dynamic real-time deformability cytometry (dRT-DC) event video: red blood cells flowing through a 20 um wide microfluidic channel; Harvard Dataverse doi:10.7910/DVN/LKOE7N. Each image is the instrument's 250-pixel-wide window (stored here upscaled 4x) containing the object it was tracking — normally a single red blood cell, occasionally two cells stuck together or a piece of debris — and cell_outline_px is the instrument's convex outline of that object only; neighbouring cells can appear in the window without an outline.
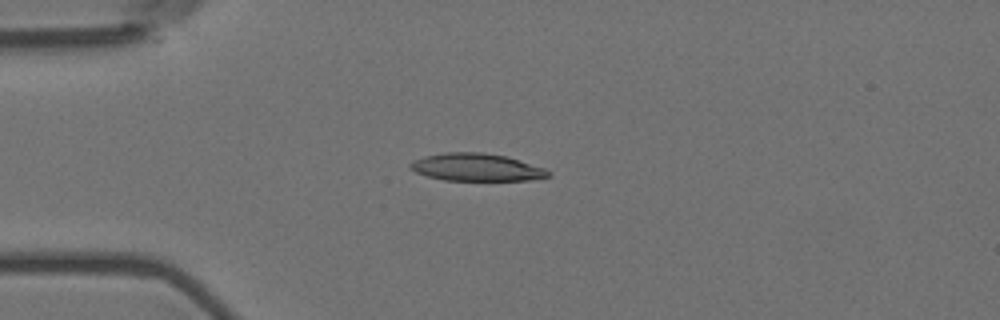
{"species": "Egyptian fruit bat (a non-hibernating species)", "species_latin": "Rousettus aegyptiacus", "temperature_condition": "room temperature", "stored_images_in_passage": 8, "camera_frame_rate_fps": 3000, "um_per_image_px": 0.085, "animal": {"sex": "female"}, "frame": {"image": 1, "passage_image": 4, "time_ms": 1.0, "image_size_px": [1000, 320], "cell_outline_px": [[552, 176], [532, 180], [444, 180], [428, 176], [416, 172], [408, 168], [408, 164], [424, 156], [444, 152], [484, 152], [504, 156], [544, 168], [552, 172]], "centroid_in_image_um": [40.5, 14.22], "position_along_channel_um": 44.5, "area_um2": 22.08}}
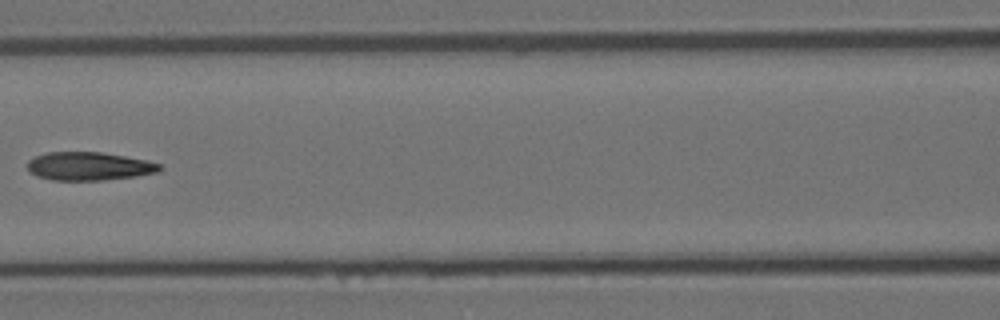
{"frame": {"image": 2, "passage_image": 7, "time_ms": 2.0, "image_size_px": [1000, 320], "cell_outline_px": [[164, 168], [160, 172], [136, 176], [104, 180], [52, 180], [36, 176], [28, 172], [28, 160], [36, 156], [48, 152], [100, 152], [148, 160], [160, 164]], "centroid_in_image_um": [7.59, 14.13], "position_along_channel_um": 159.0, "area_um2": 21.96}}
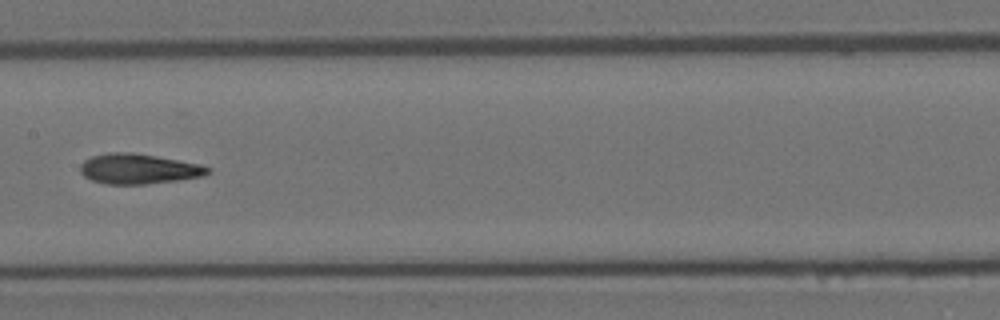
{"frame": {"image": 3, "passage_image": 8, "time_ms": 2.333, "image_size_px": [1000, 320], "cell_outline_px": [[212, 172], [204, 176], [176, 180], [144, 184], [104, 184], [92, 180], [84, 176], [80, 172], [80, 164], [84, 160], [92, 156], [108, 152], [132, 152], [156, 156], [200, 164], [212, 168]], "centroid_in_image_um": [11.78, 14.35], "position_along_channel_um": 195.6, "area_um2": 22.48}}